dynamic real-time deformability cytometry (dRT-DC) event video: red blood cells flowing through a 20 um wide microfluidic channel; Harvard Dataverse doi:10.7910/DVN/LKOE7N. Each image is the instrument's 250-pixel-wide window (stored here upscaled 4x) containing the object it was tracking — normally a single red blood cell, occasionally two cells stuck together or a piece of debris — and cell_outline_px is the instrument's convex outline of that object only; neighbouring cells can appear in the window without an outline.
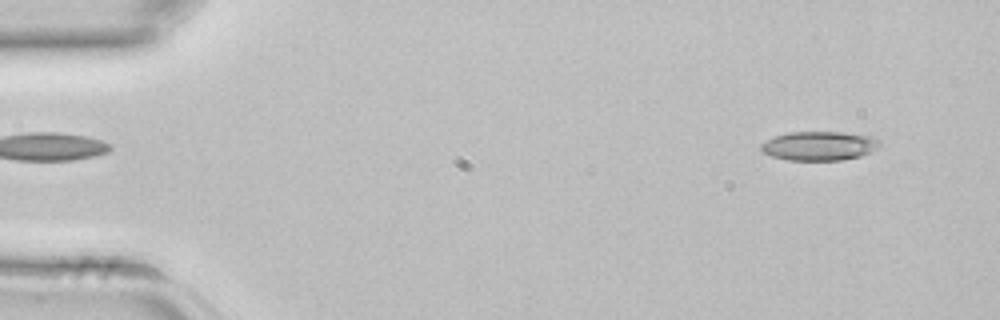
{"species": "common noctule bat (a hibernating species)", "species_latin": "Nyctalus noctula", "temperature_condition": "room temperature", "stored_images_in_passage": 43, "camera_frame_rate_fps": 3000, "um_per_image_px": 0.085, "animal": {"sex": "female", "body_mass_g": 22.7, "forearm_length_mm": 54.2}, "frame": {"image": 1, "passage_image": 3, "time_ms": 0.667, "image_size_px": [1000, 320], "cell_outline_px": [[880, 144], [876, 148], [860, 156], [840, 160], [788, 160], [772, 156], [764, 152], [760, 148], [760, 144], [776, 136], [788, 132], [844, 132], [872, 136], [880, 140]], "centroid_in_image_um": [69.64, 12.39], "position_along_channel_um": 15.4, "area_um2": 19.94}}
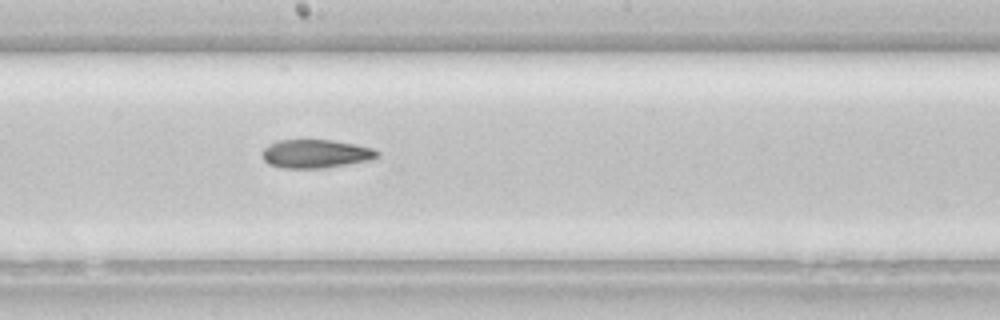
{"frame": {"image": 2, "passage_image": 23, "time_ms": 7.333, "image_size_px": [1000, 320], "cell_outline_px": [[380, 156], [372, 160], [324, 168], [280, 168], [268, 164], [264, 160], [264, 148], [268, 144], [280, 140], [332, 140], [372, 148], [380, 152]], "centroid_in_image_um": [26.86, 13.08], "position_along_channel_um": 221.3, "area_um2": 19.07}}
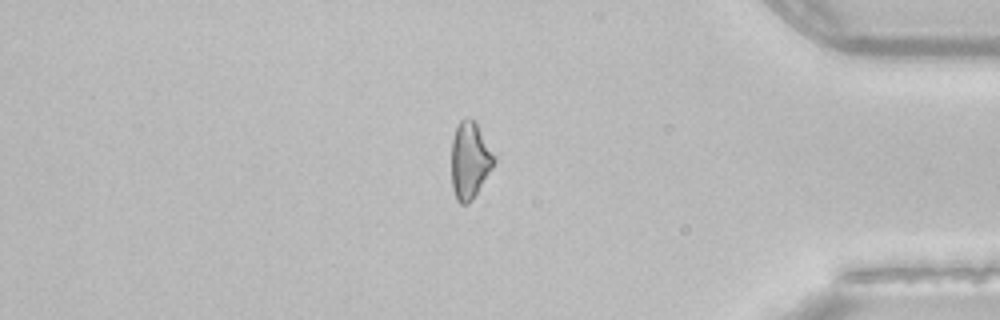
{"frame": {"image": 3, "passage_image": 36, "time_ms": 11.667, "image_size_px": [1000, 320], "cell_outline_px": [[496, 160], [492, 168], [472, 200], [468, 204], [460, 204], [456, 200], [452, 188], [452, 140], [456, 124], [464, 116], [468, 116], [476, 120], [496, 156]], "centroid_in_image_um": [39.94, 13.57], "position_along_channel_um": 395.3, "area_um2": 19.54}}